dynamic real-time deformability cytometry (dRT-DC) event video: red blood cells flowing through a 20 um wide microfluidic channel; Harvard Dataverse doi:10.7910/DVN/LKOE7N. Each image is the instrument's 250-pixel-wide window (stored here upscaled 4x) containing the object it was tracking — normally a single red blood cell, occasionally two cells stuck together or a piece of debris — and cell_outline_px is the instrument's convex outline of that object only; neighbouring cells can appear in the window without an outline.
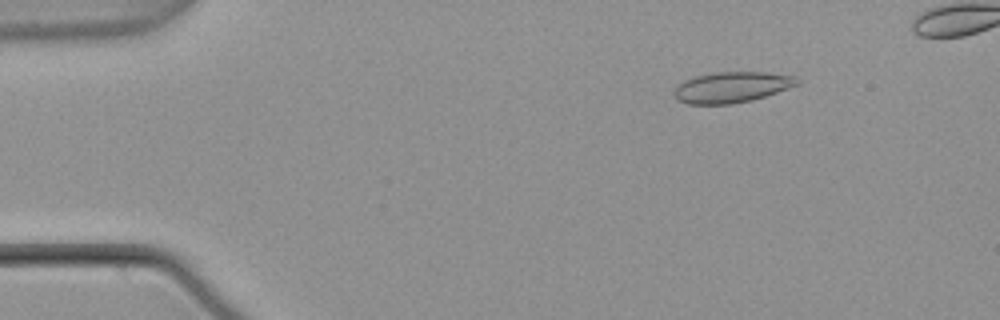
{"species": "common noctule bat (a hibernating species)", "species_latin": "Nyctalus noctula", "temperature_condition": "warm", "stored_images_in_passage": 51, "camera_frame_rate_fps": 3000, "um_per_image_px": 0.085, "animal": {"sex": "male", "body_mass_g": 21.5, "forearm_length_mm": 52.0}, "frame": {"image": 1, "passage_image": 8, "time_ms": 2.333, "image_size_px": [1000, 320], "cell_outline_px": [[800, 84], [752, 100], [732, 104], [688, 104], [680, 100], [672, 92], [684, 80], [696, 76], [716, 72], [768, 72], [796, 76], [800, 80]], "centroid_in_image_um": [62.24, 7.4], "position_along_channel_um": 22.8, "area_um2": 21.96}}
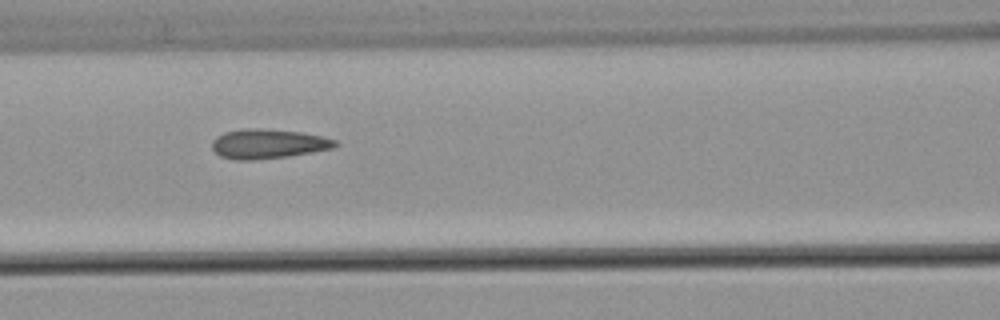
{"frame": {"image": 2, "passage_image": 24, "time_ms": 7.667, "image_size_px": [1000, 320], "cell_outline_px": [[340, 144], [332, 148], [312, 152], [288, 156], [252, 160], [236, 160], [220, 156], [212, 148], [212, 140], [216, 136], [224, 132], [244, 128], [256, 128], [300, 132], [320, 136], [336, 140]], "centroid_in_image_um": [22.76, 12.22], "position_along_channel_um": 143.8, "area_um2": 21.1}}
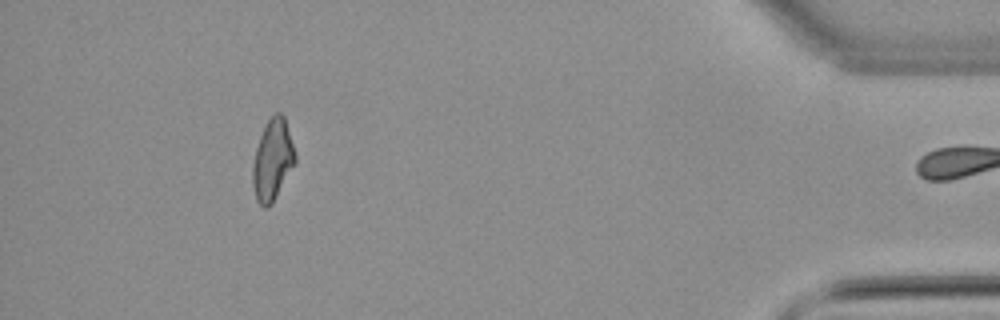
{"frame": {"image": 3, "passage_image": 50, "time_ms": 16.333, "image_size_px": [1000, 320], "cell_outline_px": [[296, 160], [272, 204], [268, 208], [264, 208], [256, 200], [252, 184], [252, 164], [256, 148], [260, 136], [268, 120], [276, 112], [280, 112], [284, 116], [296, 156]], "centroid_in_image_um": [23.14, 13.62], "position_along_channel_um": 412.1, "area_um2": 19.83}, "authors_computed_cell_mechanics": {"area_um2": 20.9236, "velocity_mm_per_s": 3.7952, "shape_relaxation_time_tau1_ms": null, "shape_relaxation_time_tau2_ms": 1.8944, "deformation_change_tau1": null, "deformation_change_tau2": 0.0795}}